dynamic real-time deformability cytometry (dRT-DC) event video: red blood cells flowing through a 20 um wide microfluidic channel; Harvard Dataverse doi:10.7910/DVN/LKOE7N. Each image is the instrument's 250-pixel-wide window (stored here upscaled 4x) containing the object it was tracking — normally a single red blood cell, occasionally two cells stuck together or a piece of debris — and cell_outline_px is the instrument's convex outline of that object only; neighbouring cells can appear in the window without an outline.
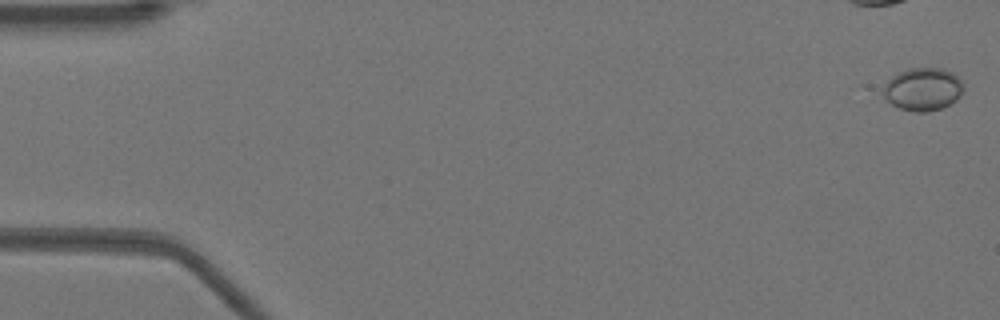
{"species": "Egyptian fruit bat (a non-hibernating species)", "species_latin": "Rousettus aegyptiacus", "temperature_condition": "warm", "stored_images_in_passage": 14, "camera_frame_rate_fps": 3000, "um_per_image_px": 0.085, "animal": {"sex": "female"}, "frame": {"image": 1, "passage_image": 1, "time_ms": 0.0, "image_size_px": [1000, 320], "cell_outline_px": [[964, 88], [960, 96], [956, 100], [940, 108], [928, 112], [912, 112], [900, 108], [892, 104], [884, 96], [884, 84], [892, 76], [908, 68], [944, 68], [952, 72], [964, 84]], "centroid_in_image_um": [78.46, 7.58], "position_along_channel_um": 6.5, "area_um2": 20.0}}